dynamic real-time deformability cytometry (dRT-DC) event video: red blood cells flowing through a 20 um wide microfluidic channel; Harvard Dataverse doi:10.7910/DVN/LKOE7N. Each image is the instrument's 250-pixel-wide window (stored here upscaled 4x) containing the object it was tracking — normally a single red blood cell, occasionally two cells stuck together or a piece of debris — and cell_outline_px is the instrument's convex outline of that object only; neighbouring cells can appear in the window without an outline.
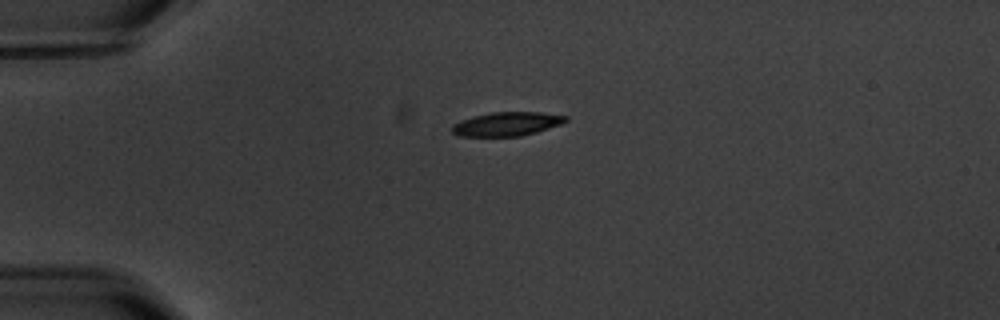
{"species": "common noctule bat (a hibernating species)", "species_latin": "Nyctalus noctula", "temperature_condition": "warm", "stored_images_in_passage": 2, "camera_frame_rate_fps": 3000, "um_per_image_px": 0.085, "animal": {"sex": "male", "body_mass_g": 20.1, "forearm_length_mm": 53.5}, "frame": {"image": 1, "passage_image": 1, "time_ms": 0.0, "image_size_px": [1000, 320], "cell_outline_px": [[568, 120], [560, 124], [536, 132], [520, 136], [460, 136], [452, 132], [452, 124], [460, 120], [472, 116], [492, 112], [540, 112], [568, 116]], "centroid_in_image_um": [43.06, 10.53], "position_along_channel_um": 41.9, "area_um2": 15.78}}